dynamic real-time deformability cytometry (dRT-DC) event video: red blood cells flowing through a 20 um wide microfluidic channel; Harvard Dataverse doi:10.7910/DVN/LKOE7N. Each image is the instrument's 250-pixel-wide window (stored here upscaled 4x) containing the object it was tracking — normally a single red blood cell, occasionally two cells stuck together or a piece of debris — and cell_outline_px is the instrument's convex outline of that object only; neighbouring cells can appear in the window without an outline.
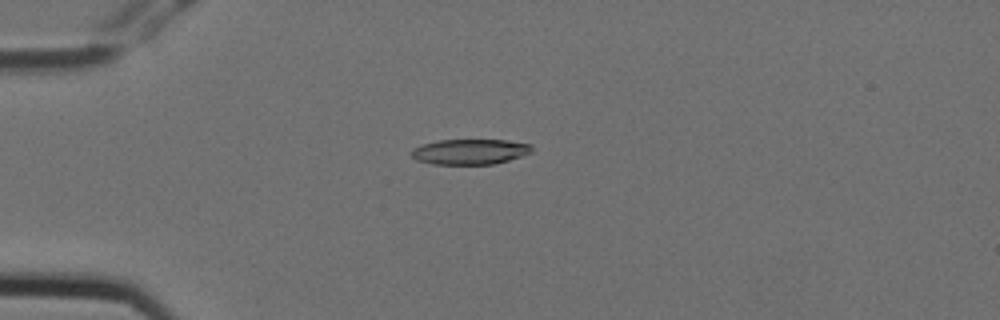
{"species": "Egyptian fruit bat (a non-hibernating species)", "species_latin": "Rousettus aegyptiacus", "temperature_condition": "cold", "stored_images_in_passage": 9, "camera_frame_rate_fps": 3000, "um_per_image_px": 0.085, "animal": {"sex": "female"}, "frame": {"image": 1, "passage_image": 4, "time_ms": 1.0, "image_size_px": [1000, 320], "cell_outline_px": [[532, 152], [508, 160], [492, 164], [432, 164], [416, 160], [412, 156], [412, 148], [424, 144], [440, 140], [504, 140], [532, 144]], "centroid_in_image_um": [39.94, 12.89], "position_along_channel_um": 45.1, "area_um2": 17.63}}
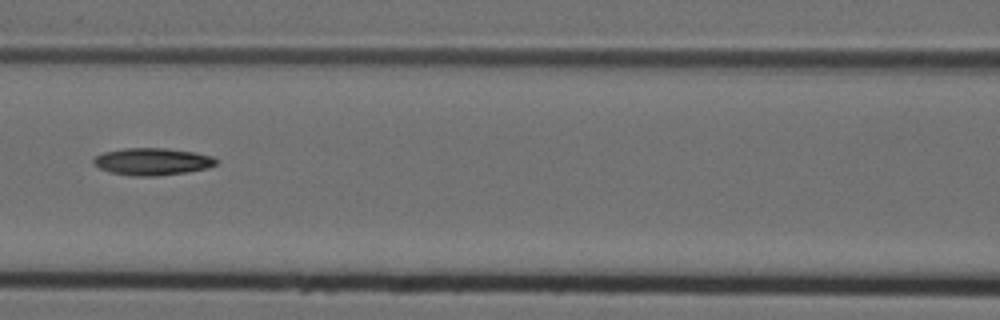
{"frame": {"image": 2, "passage_image": 7, "time_ms": 2.0, "image_size_px": [1000, 320], "cell_outline_px": [[216, 164], [208, 168], [184, 172], [156, 176], [132, 176], [112, 172], [100, 168], [92, 160], [96, 156], [104, 152], [124, 148], [164, 148], [192, 152], [212, 156], [216, 160]], "centroid_in_image_um": [12.94, 13.73], "position_along_channel_um": 153.7, "area_um2": 19.07}}
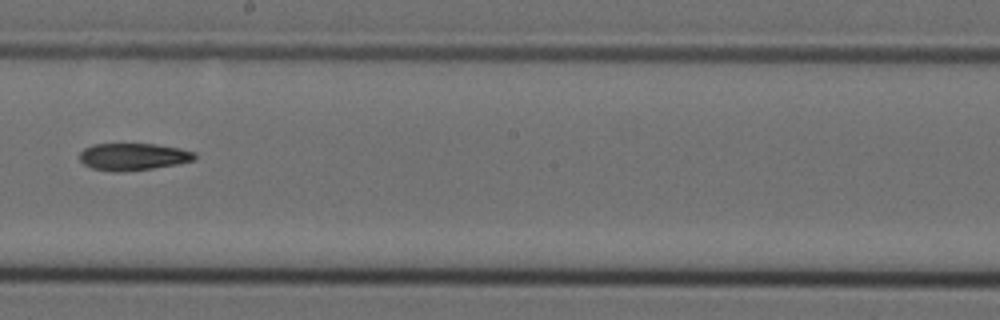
{"frame": {"image": 3, "passage_image": 9, "time_ms": 2.667, "image_size_px": [1000, 320], "cell_outline_px": [[196, 156], [192, 160], [176, 164], [152, 168], [120, 172], [116, 172], [92, 168], [84, 164], [80, 160], [80, 152], [84, 148], [92, 144], [156, 144], [180, 148], [196, 152]], "centroid_in_image_um": [11.3, 13.31], "position_along_channel_um": 236.9, "area_um2": 18.09}}